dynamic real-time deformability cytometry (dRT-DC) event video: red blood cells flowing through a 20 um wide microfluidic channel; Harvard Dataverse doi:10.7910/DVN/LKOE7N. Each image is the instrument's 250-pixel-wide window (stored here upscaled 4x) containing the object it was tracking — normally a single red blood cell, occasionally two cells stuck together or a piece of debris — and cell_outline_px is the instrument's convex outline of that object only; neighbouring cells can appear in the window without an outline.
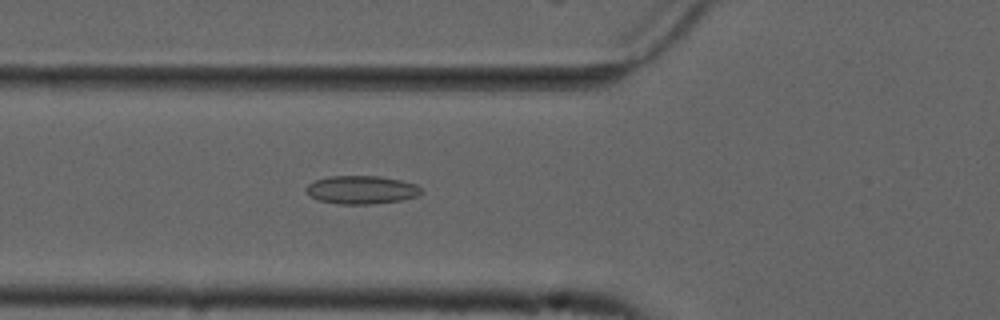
{"species": "common noctule bat (a hibernating species)", "species_latin": "Nyctalus noctula", "temperature_condition": "cold", "stored_images_in_passage": 55, "camera_frame_rate_fps": 3000, "um_per_image_px": 0.085, "animal": {"sex": "male", "forearm_length_mm": 52.5}, "frame": {"image": 1, "passage_image": 20, "time_ms": 6.333, "image_size_px": [1000, 320], "cell_outline_px": [[424, 192], [420, 196], [404, 200], [372, 204], [340, 204], [320, 200], [304, 192], [304, 188], [308, 184], [316, 180], [328, 176], [380, 176], [400, 180], [416, 184]], "centroid_in_image_um": [30.76, 16.13], "position_along_channel_um": 95.0, "area_um2": 19.13}}
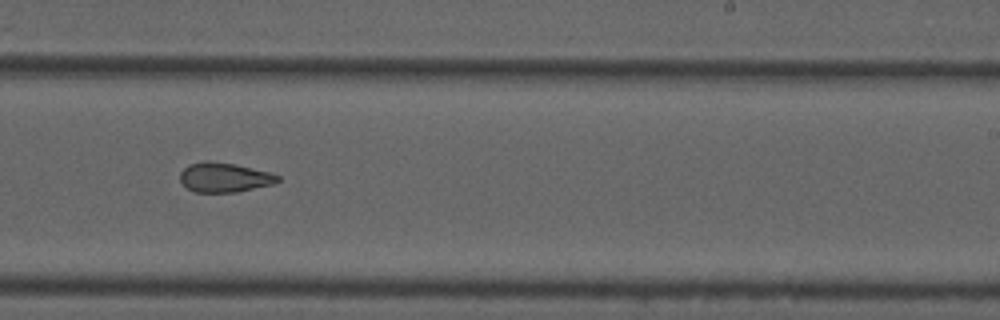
{"frame": {"image": 2, "passage_image": 34, "time_ms": 11.0, "image_size_px": [1000, 320], "cell_outline_px": [[280, 180], [272, 184], [236, 192], [196, 192], [188, 188], [180, 180], [180, 172], [188, 164], [204, 160], [208, 160], [236, 164], [268, 172], [280, 176]], "centroid_in_image_um": [19.04, 15.06], "position_along_channel_um": 270.0, "area_um2": 16.76}}
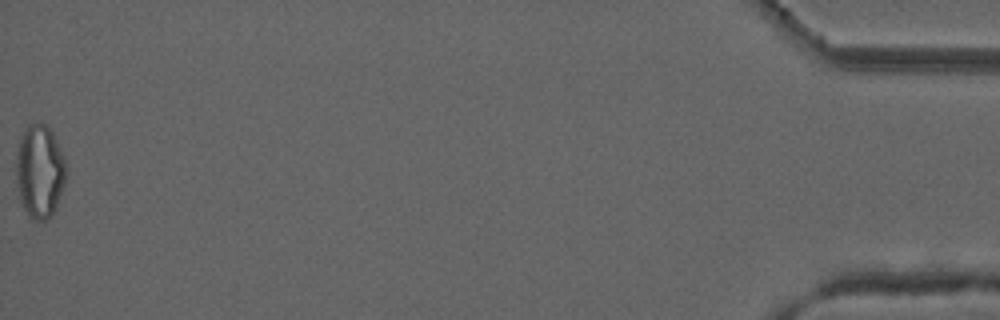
{"frame": {"image": 3, "passage_image": 55, "time_ms": 18.0, "image_size_px": [1000, 320], "cell_outline_px": [[64, 184], [56, 208], [44, 220], [36, 220], [28, 216], [20, 200], [16, 180], [16, 160], [20, 140], [28, 124], [48, 124], [52, 128], [64, 160]], "centroid_in_image_um": [3.36, 14.55], "position_along_channel_um": 431.8, "area_um2": 26.7}, "authors_computed_cell_mechanics": {"area_um2": 19.4208, "velocity_mm_per_s": 3.7488, "shape_relaxation_time_tau1_ms": null, "shape_relaxation_time_tau2_ms": 2.735, "deformation_change_tau1": null, "deformation_change_tau2": 0.0983}}